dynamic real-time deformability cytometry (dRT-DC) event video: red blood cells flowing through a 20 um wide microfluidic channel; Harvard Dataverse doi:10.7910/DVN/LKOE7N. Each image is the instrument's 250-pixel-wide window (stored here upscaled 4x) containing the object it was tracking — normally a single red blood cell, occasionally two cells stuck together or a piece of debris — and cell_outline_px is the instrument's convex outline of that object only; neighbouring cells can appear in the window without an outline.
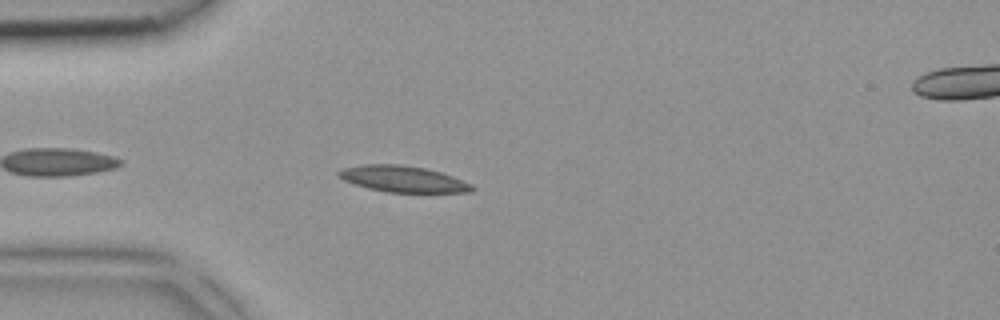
{"species": "common noctule bat (a hibernating species)", "species_latin": "Nyctalus noctula", "temperature_condition": "room temperature", "stored_images_in_passage": 3, "segment_of_instrument_passage": [1, 2], "camera_frame_rate_fps": 3000, "um_per_image_px": 0.085, "animal": {"sex": "female", "body_mass_g": 18.4}, "frame": {"image": 1, "passage_image": 2, "time_ms": 0.333, "image_size_px": [1000, 320], "cell_outline_px": [[476, 188], [472, 192], [388, 192], [368, 188], [344, 180], [336, 176], [336, 172], [344, 168], [364, 164], [400, 164], [424, 168], [440, 172], [452, 176], [472, 184]], "centroid_in_image_um": [34.25, 15.21], "position_along_channel_um": 50.7, "area_um2": 20.29}}